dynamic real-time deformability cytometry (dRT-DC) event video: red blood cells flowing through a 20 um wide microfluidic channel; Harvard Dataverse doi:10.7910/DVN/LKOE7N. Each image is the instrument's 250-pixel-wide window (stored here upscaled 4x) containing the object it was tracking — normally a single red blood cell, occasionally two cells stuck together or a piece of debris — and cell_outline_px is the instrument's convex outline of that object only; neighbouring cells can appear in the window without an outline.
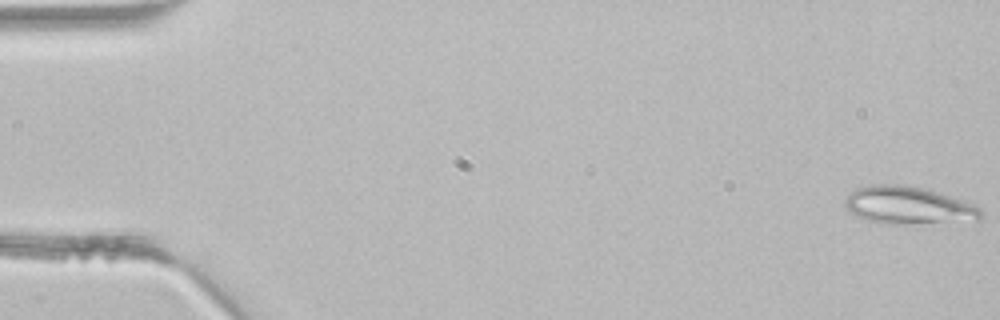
{"species": "common noctule bat (a hibernating species)", "species_latin": "Nyctalus noctula", "temperature_condition": "room temperature", "stored_images_in_passage": 4, "camera_frame_rate_fps": 3000, "um_per_image_px": 0.085, "animal": {"sex": "male", "body_mass_g": 21.5, "forearm_length_mm": 52.0}, "frame": {"image": 1, "passage_image": 1, "time_ms": 0.0, "image_size_px": [1000, 320], "cell_outline_px": [[984, 212], [980, 220], [896, 224], [888, 224], [868, 220], [852, 212], [844, 204], [844, 200], [856, 188], [872, 184], [900, 184], [920, 188], [936, 192], [964, 200], [980, 208]], "centroid_in_image_um": [77.23, 17.45], "position_along_channel_um": 7.8, "area_um2": 29.3}}